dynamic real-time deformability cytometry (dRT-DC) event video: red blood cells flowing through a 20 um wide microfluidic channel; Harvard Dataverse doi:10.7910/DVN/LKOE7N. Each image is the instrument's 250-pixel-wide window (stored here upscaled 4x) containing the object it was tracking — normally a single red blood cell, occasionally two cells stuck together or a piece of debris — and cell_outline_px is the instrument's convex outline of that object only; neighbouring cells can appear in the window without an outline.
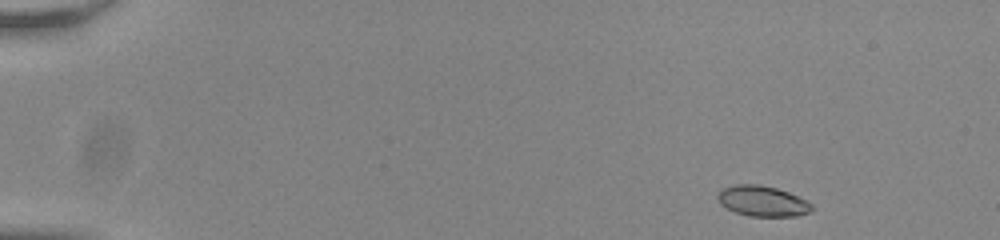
{"species": "common noctule bat (a hibernating species)", "species_latin": "Nyctalus noctula", "temperature_condition": "room temperature", "stored_images_in_passage": 50, "camera_frame_rate_fps": 3000, "um_per_image_px": 0.085, "animal": {"sex": "male", "body_mass_g": 20.0, "forearm_length_mm": 53.3}, "frame": {"image": 1, "passage_image": 1, "time_ms": 0.0, "image_size_px": [1000, 240], "cell_outline_px": [[812, 208], [808, 212], [800, 216], [748, 216], [736, 212], [720, 204], [716, 196], [720, 188], [736, 184], [760, 184], [776, 188], [788, 192], [808, 200], [812, 204]], "centroid_in_image_um": [64.79, 17.08], "position_along_channel_um": 20.2, "area_um2": 16.88}}
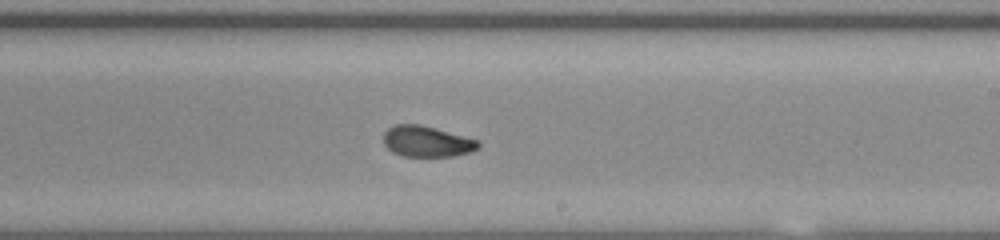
{"frame": {"image": 2, "passage_image": 29, "time_ms": 9.333, "image_size_px": [1000, 240], "cell_outline_px": [[480, 148], [468, 152], [452, 156], [404, 156], [392, 152], [384, 144], [384, 132], [388, 128], [396, 124], [420, 124], [476, 140], [480, 144]], "centroid_in_image_um": [36.24, 12.02], "position_along_channel_um": 252.8, "area_um2": 16.76}}
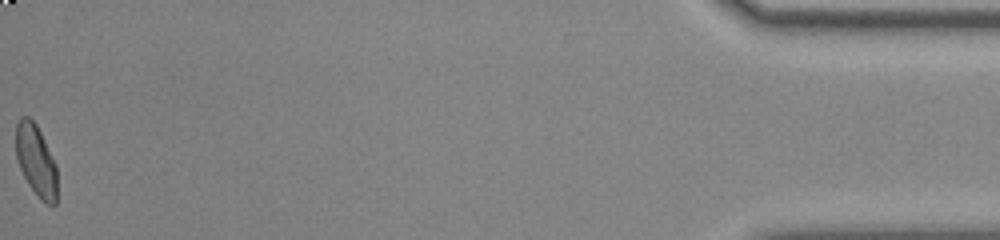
{"frame": {"image": 3, "passage_image": 50, "time_ms": 16.333, "image_size_px": [1000, 240], "cell_outline_px": [[56, 204], [48, 204], [28, 184], [20, 168], [16, 156], [16, 124], [20, 116], [28, 116], [36, 124], [56, 164]], "centroid_in_image_um": [3.04, 13.58], "position_along_channel_um": 432.2, "area_um2": 16.76}, "authors_computed_cell_mechanics": {"area_um2": 17.0221, "velocity_mm_per_s": 3.808, "shape_relaxation_time_tau1_ms": 5.0986, "shape_relaxation_time_tau2_ms": 1.1378, "deformation_change_tau1": 0.1708, "deformation_change_tau2": 0.0657}}